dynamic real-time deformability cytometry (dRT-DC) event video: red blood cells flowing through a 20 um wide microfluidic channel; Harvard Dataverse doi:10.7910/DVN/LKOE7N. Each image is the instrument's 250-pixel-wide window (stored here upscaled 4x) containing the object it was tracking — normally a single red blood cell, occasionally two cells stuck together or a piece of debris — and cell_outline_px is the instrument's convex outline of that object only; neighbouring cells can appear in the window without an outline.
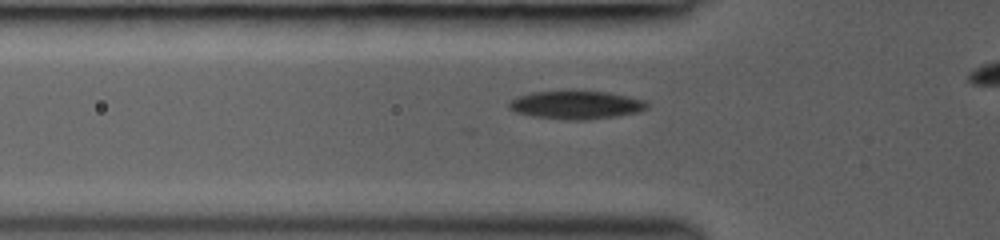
{"species": "common noctule bat (a hibernating species)", "species_latin": "Nyctalus noctula", "temperature_condition": "room temperature", "stored_images_in_passage": 39, "camera_frame_rate_fps": 3000, "um_per_image_px": 0.085, "animal": {"sex": "female", "body_mass_g": 19.0, "forearm_length_mm": 53.3}, "frame": {"image": 1, "passage_image": 11, "time_ms": 3.333, "image_size_px": [1000, 240], "cell_outline_px": [[648, 108], [640, 112], [616, 116], [588, 120], [564, 120], [532, 116], [516, 112], [508, 108], [508, 104], [516, 96], [532, 92], [608, 92], [628, 96], [644, 100], [648, 104]], "centroid_in_image_um": [48.98, 8.94], "position_along_channel_um": 76.8, "area_um2": 22.6}}
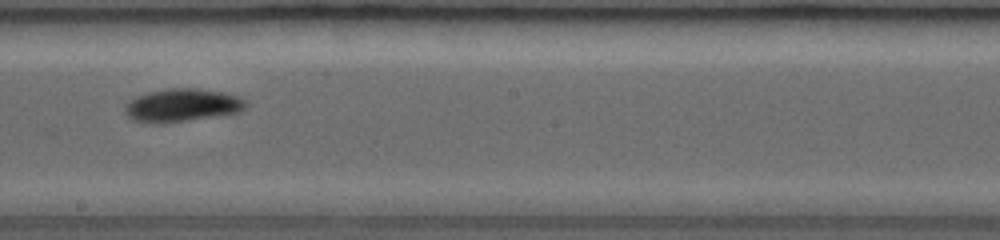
{"frame": {"image": 2, "passage_image": 22, "time_ms": 7.0, "image_size_px": [1000, 240], "cell_outline_px": [[248, 104], [240, 112], [164, 124], [156, 124], [132, 120], [124, 112], [124, 104], [136, 96], [148, 92], [168, 88], [192, 88], [224, 92], [240, 96]], "centroid_in_image_um": [15.45, 8.95], "position_along_channel_um": 232.8, "area_um2": 23.52}}
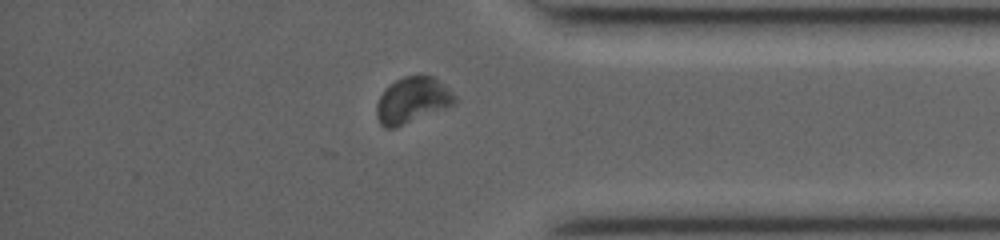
{"frame": {"image": 3, "passage_image": 34, "time_ms": 11.0, "image_size_px": [1000, 240], "cell_outline_px": [[456, 104], [396, 128], [384, 128], [380, 124], [376, 116], [376, 104], [384, 88], [388, 84], [404, 76], [432, 76], [444, 84], [456, 96]], "centroid_in_image_um": [35.03, 8.53], "position_along_channel_um": 400.2, "area_um2": 21.1}}